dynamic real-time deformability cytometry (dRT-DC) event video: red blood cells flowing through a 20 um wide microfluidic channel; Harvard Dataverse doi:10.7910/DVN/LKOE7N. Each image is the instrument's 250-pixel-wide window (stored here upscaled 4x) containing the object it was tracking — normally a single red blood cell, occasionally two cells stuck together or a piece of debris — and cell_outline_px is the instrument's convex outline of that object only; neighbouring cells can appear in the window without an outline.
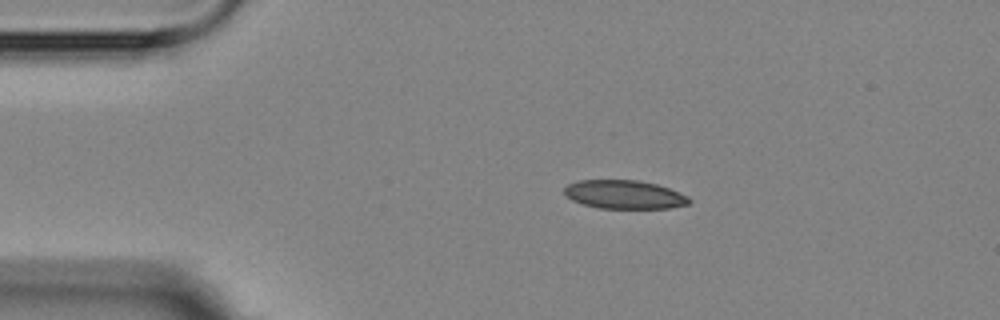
{"species": "Egyptian fruit bat (a non-hibernating species)", "species_latin": "Rousettus aegyptiacus", "temperature_condition": "room temperature", "stored_images_in_passage": 9, "camera_frame_rate_fps": 3000, "um_per_image_px": 0.085, "animal": {"sex": "female"}, "frame": {"image": 1, "passage_image": 3, "time_ms": 2.333, "image_size_px": [1000, 320], "cell_outline_px": [[692, 200], [688, 204], [668, 208], [600, 208], [584, 204], [572, 200], [564, 192], [564, 188], [568, 184], [580, 180], [640, 180], [656, 184], [668, 188], [688, 196]], "centroid_in_image_um": [53.08, 16.53], "position_along_channel_um": 31.9, "area_um2": 20.63}}
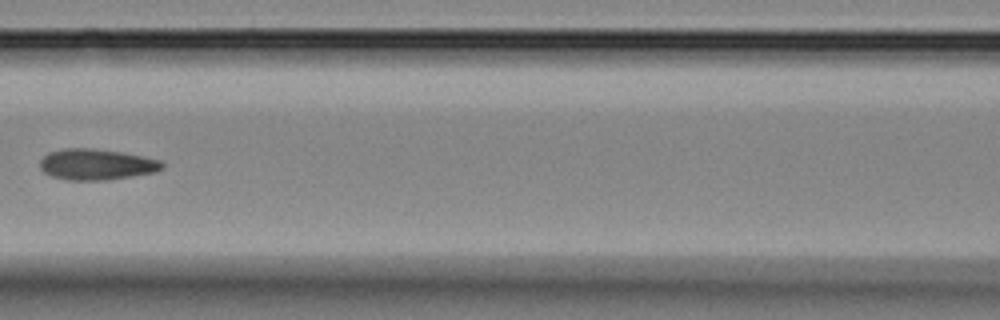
{"frame": {"image": 2, "passage_image": 6, "time_ms": 7.0, "image_size_px": [1000, 320], "cell_outline_px": [[164, 168], [156, 172], [108, 180], [68, 180], [52, 176], [44, 172], [40, 168], [40, 160], [48, 152], [64, 148], [88, 148], [120, 152], [160, 160], [164, 164]], "centroid_in_image_um": [8.19, 13.98], "position_along_channel_um": 158.4, "area_um2": 21.96}}
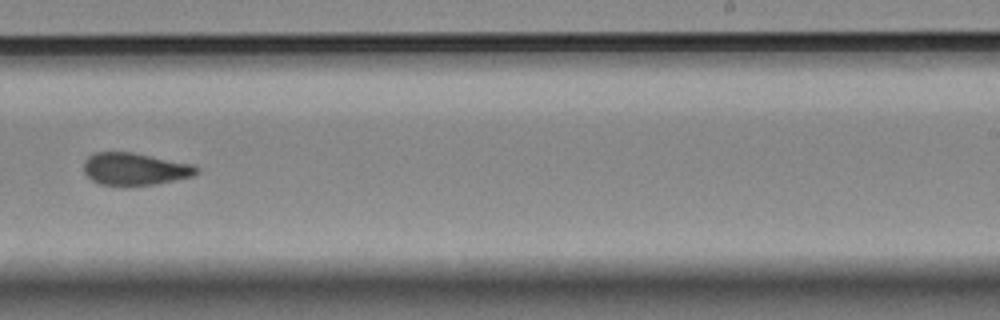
{"frame": {"image": 3, "passage_image": 9, "time_ms": 10.333, "image_size_px": [1000, 320], "cell_outline_px": [[200, 172], [192, 176], [156, 184], [100, 184], [92, 180], [84, 172], [84, 160], [88, 156], [96, 152], [132, 152], [196, 164], [200, 168]], "centroid_in_image_um": [11.52, 14.33], "position_along_channel_um": 277.5, "area_um2": 21.15}}